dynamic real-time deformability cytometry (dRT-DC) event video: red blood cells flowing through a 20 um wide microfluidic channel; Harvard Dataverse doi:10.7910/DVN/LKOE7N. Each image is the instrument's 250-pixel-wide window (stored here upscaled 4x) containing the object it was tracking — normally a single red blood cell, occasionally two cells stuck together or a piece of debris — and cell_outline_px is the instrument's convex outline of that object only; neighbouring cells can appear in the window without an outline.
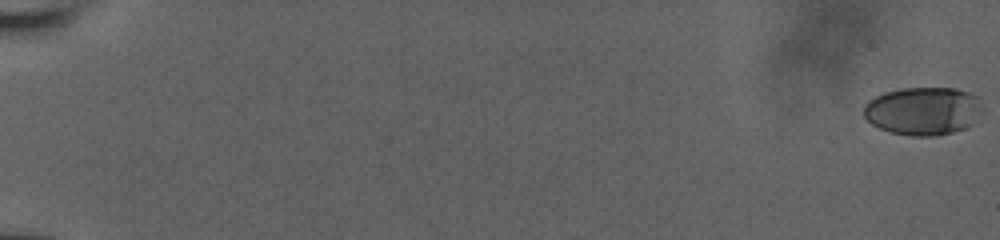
{"species": "human", "species_latin": "Homo sapiens", "temperature_condition": "room temperature", "stored_images_in_passage": 59, "camera_frame_rate_fps": 3000, "um_per_image_px": 0.085, "donor": {"sex": "male"}, "frame": {"image": 1, "passage_image": 1, "time_ms": 0.0, "image_size_px": [1000, 240], "cell_outline_px": [[976, 108], [972, 124], [964, 128], [952, 132], [936, 136], [912, 136], [892, 132], [880, 128], [872, 124], [864, 116], [864, 108], [876, 96], [884, 92], [900, 88], [952, 88], [968, 92], [976, 96]], "centroid_in_image_um": [78.38, 9.43], "position_along_channel_um": 6.6, "area_um2": 32.25}}
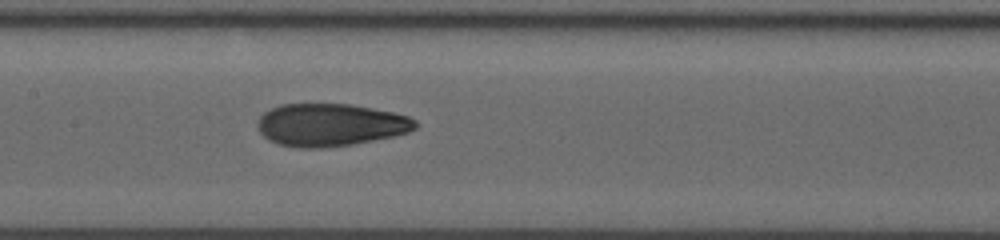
{"frame": {"image": 2, "passage_image": 33, "time_ms": 10.667, "image_size_px": [1000, 240], "cell_outline_px": [[420, 124], [416, 128], [408, 132], [392, 136], [352, 144], [320, 148], [300, 148], [280, 144], [264, 136], [260, 132], [256, 124], [260, 116], [264, 112], [280, 104], [352, 104], [392, 112], [408, 116], [416, 120]], "centroid_in_image_um": [28.09, 10.6], "position_along_channel_um": 179.3, "area_um2": 39.02}}
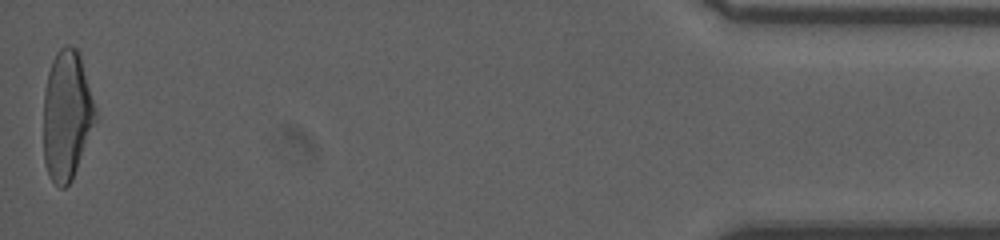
{"frame": {"image": 3, "passage_image": 59, "time_ms": 19.333, "image_size_px": [1000, 240], "cell_outline_px": [[96, 120], [72, 180], [64, 188], [60, 188], [52, 180], [44, 164], [44, 88], [48, 72], [52, 60], [56, 52], [60, 48], [68, 44], [76, 48], [80, 52], [96, 108]], "centroid_in_image_um": [5.68, 9.76], "position_along_channel_um": 429.5, "area_um2": 39.36}, "authors_computed_cell_mechanics": {"area_um2": 38.2636, "velocity_mm_per_s": 3.8436, "shape_relaxation_time_tau1_ms": 7.9402, "shape_relaxation_time_tau2_ms": 1.5679, "deformation_change_tau1": 0.2378, "deformation_change_tau2": 0.0828}}